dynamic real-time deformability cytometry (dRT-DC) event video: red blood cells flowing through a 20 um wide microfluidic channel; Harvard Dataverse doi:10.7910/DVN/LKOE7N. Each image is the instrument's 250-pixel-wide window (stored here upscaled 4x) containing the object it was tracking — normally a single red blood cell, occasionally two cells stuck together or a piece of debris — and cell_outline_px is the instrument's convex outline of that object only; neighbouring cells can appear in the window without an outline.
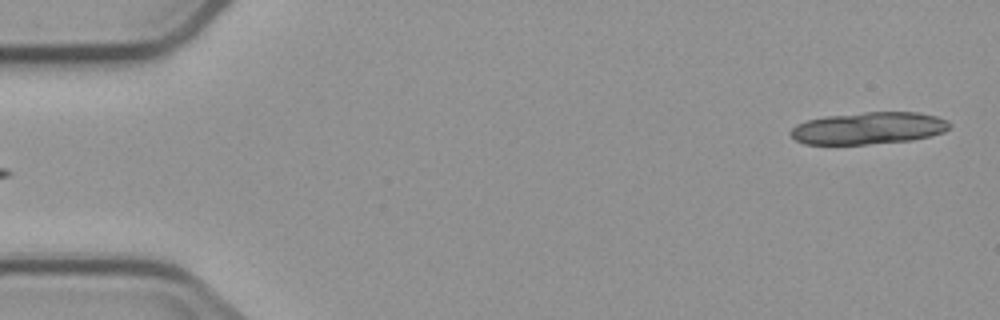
{"species": "common noctule bat (a hibernating species)", "species_latin": "Nyctalus noctula", "temperature_condition": "cold", "stored_images_in_passage": 6, "camera_frame_rate_fps": 3000, "um_per_image_px": 0.085, "animal": {"sex": "male", "body_mass_g": 23.1, "forearm_length_mm": 52.7}, "frame": {"image": 1, "passage_image": 1, "time_ms": 0.0, "image_size_px": [1000, 320], "cell_outline_px": [[952, 124], [944, 132], [912, 140], [868, 144], [804, 144], [796, 140], [788, 132], [796, 124], [808, 120], [824, 116], [864, 112], [920, 112], [936, 116], [948, 120]], "centroid_in_image_um": [73.83, 10.89], "position_along_channel_um": 11.2, "area_um2": 29.82}}